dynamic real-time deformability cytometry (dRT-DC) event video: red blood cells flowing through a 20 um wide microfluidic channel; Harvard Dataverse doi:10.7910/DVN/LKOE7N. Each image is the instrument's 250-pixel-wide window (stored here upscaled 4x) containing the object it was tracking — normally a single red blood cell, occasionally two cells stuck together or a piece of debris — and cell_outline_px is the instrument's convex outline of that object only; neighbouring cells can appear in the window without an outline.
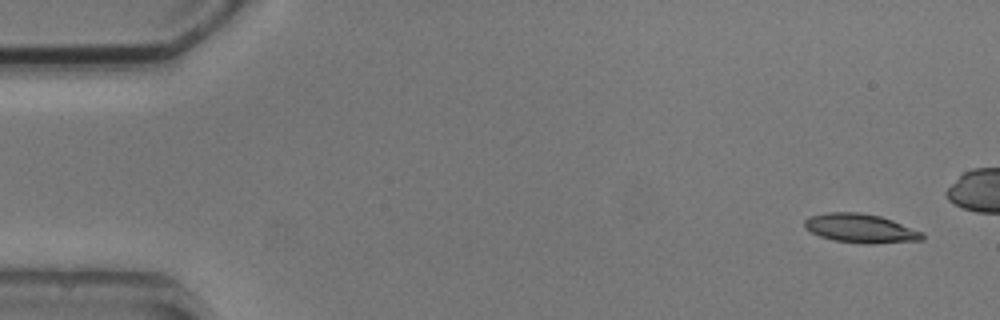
{"species": "common noctule bat (a hibernating species)", "species_latin": "Nyctalus noctula", "temperature_condition": "cold", "stored_images_in_passage": 9, "camera_frame_rate_fps": 3000, "um_per_image_px": 0.085, "animal": {"sex": "male", "body_mass_g": 20.5, "forearm_length_mm": 52.5}, "frame": {"image": 1, "passage_image": 1, "time_ms": 0.0, "image_size_px": [1000, 320], "cell_outline_px": [[924, 240], [872, 244], [868, 244], [832, 240], [820, 236], [804, 228], [804, 220], [808, 216], [828, 212], [860, 212], [880, 216], [892, 220], [924, 232]], "centroid_in_image_um": [73.15, 19.41], "position_along_channel_um": 11.8, "area_um2": 20.06}}